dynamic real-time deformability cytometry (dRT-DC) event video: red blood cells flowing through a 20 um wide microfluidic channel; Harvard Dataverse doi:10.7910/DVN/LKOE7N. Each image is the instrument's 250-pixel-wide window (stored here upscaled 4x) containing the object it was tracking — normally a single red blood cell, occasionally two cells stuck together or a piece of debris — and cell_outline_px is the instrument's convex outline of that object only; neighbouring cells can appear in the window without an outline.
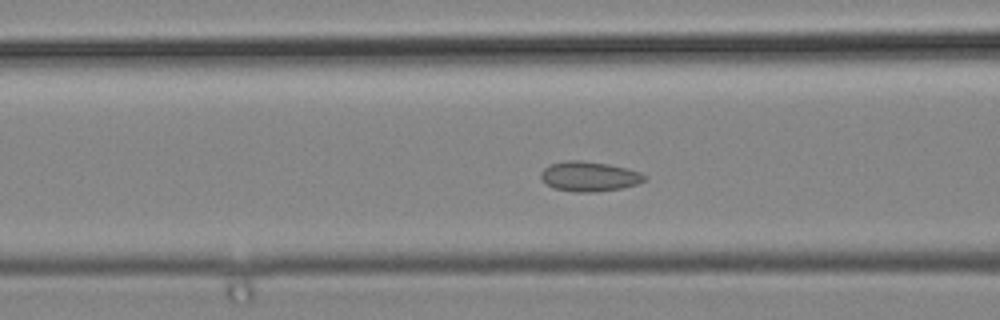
{"species": "common noctule bat (a hibernating species)", "species_latin": "Nyctalus noctula", "temperature_condition": "cold", "stored_images_in_passage": 44, "camera_frame_rate_fps": 3000, "um_per_image_px": 0.085, "animal": {"sex": "male", "body_mass_g": 19.2, "forearm_length_mm": 51.8}, "frame": {"image": 1, "passage_image": 13, "time_ms": 4.0, "image_size_px": [1000, 320], "cell_outline_px": [[648, 176], [644, 180], [636, 184], [620, 188], [596, 192], [576, 192], [552, 188], [540, 176], [540, 172], [544, 168], [552, 164], [568, 160], [580, 160], [608, 164], [628, 168], [640, 172]], "centroid_in_image_um": [50.09, 14.99], "position_along_channel_um": 116.5, "area_um2": 17.92}}
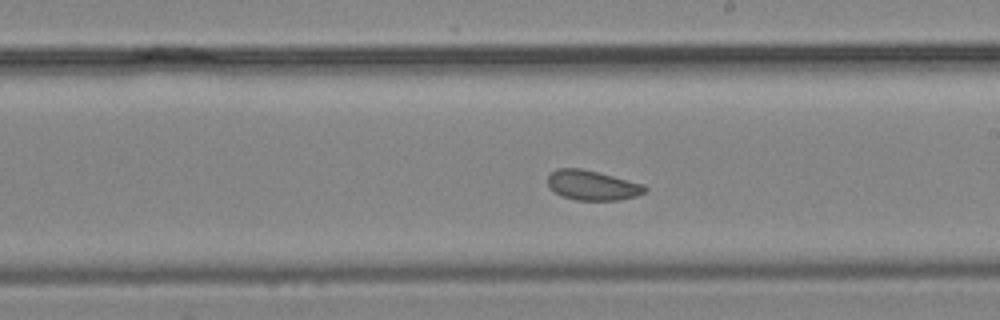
{"frame": {"image": 2, "passage_image": 22, "time_ms": 7.0, "image_size_px": [1000, 320], "cell_outline_px": [[648, 188], [644, 192], [636, 196], [620, 200], [576, 200], [560, 196], [548, 188], [548, 176], [556, 168], [580, 168], [644, 184]], "centroid_in_image_um": [50.31, 15.76], "position_along_channel_um": 238.7, "area_um2": 16.88}}
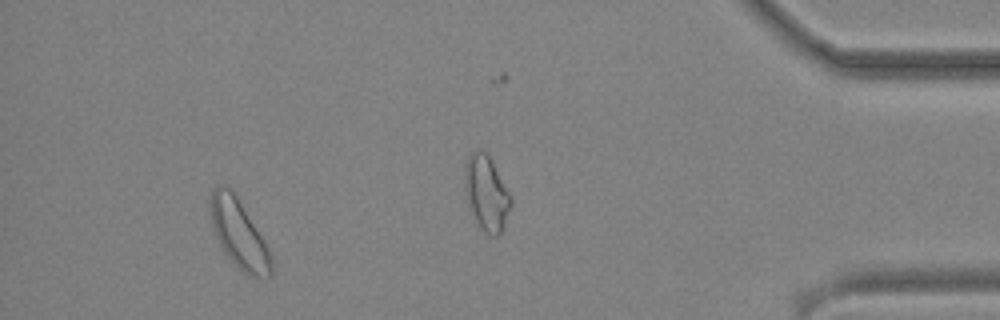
{"frame": {"image": 3, "passage_image": 40, "time_ms": 13.0, "image_size_px": [1000, 320], "cell_outline_px": [[272, 276], [248, 276], [232, 264], [224, 252], [216, 236], [212, 224], [208, 208], [212, 188], [220, 184], [228, 188], [236, 196], [264, 240], [268, 248], [272, 264]], "centroid_in_image_um": [20.27, 19.89], "position_along_channel_um": 414.9, "area_um2": 24.1}}